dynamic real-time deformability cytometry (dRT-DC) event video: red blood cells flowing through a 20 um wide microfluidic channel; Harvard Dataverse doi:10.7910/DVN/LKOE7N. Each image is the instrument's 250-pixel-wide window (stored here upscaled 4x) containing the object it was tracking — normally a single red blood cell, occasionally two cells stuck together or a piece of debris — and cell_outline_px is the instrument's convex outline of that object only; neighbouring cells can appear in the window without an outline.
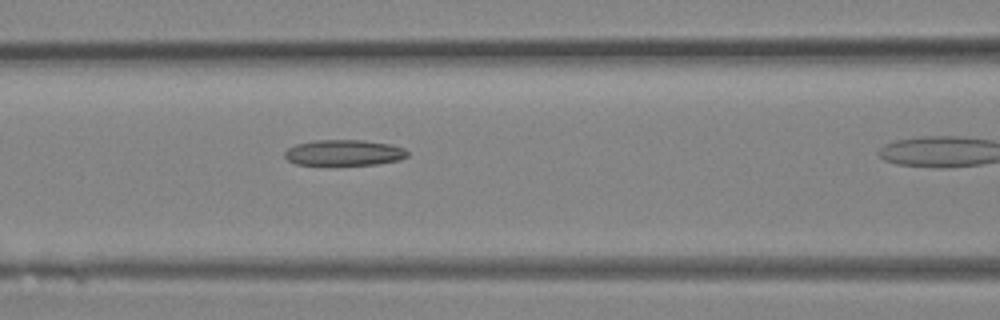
{"species": "Egyptian fruit bat (a non-hibernating species)", "species_latin": "Rousettus aegyptiacus", "temperature_condition": "room temperature", "stored_images_in_passage": 16, "camera_frame_rate_fps": 3000, "um_per_image_px": 0.085, "animal": {"sex": "female"}, "frame": {"image": 1, "passage_image": 5, "time_ms": 1.333, "image_size_px": [1000, 320], "cell_outline_px": [[408, 156], [400, 160], [376, 164], [296, 164], [288, 160], [284, 156], [284, 152], [288, 148], [296, 144], [316, 140], [360, 140], [392, 144], [404, 148], [408, 152]], "centroid_in_image_um": [29.26, 12.97], "position_along_channel_um": 137.3, "area_um2": 18.32}}
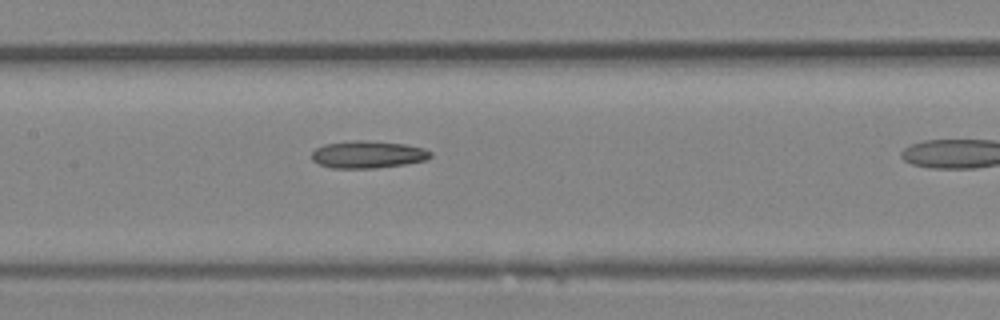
{"frame": {"image": 2, "passage_image": 7, "time_ms": 2.0, "image_size_px": [1000, 320], "cell_outline_px": [[432, 156], [428, 160], [404, 164], [376, 168], [332, 168], [320, 164], [312, 160], [312, 152], [316, 148], [324, 144], [352, 140], [360, 140], [404, 144], [424, 148], [432, 152]], "centroid_in_image_um": [31.28, 13.13], "position_along_channel_um": 176.1, "area_um2": 18.9}}